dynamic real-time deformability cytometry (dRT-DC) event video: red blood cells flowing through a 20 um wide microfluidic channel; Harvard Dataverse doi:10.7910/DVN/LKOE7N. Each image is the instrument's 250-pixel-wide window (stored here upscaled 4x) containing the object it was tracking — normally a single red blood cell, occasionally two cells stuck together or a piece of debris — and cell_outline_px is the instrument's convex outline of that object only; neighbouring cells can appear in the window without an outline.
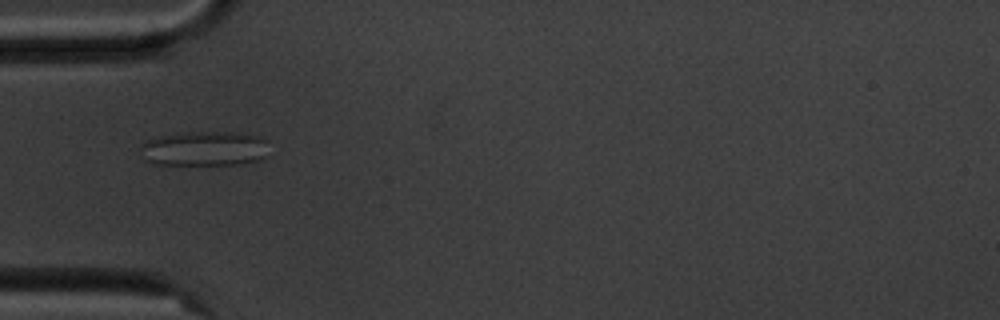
{"species": "common noctule bat (a hibernating species)", "species_latin": "Nyctalus noctula", "temperature_condition": "cold", "stored_images_in_passage": 56, "camera_frame_rate_fps": 3000, "um_per_image_px": 0.085, "animal": {"sex": "male", "body_mass_g": 20.1, "forearm_length_mm": 53.5}, "frame": {"image": 1, "passage_image": 17, "time_ms": 5.333, "image_size_px": [1000, 320], "cell_outline_px": [[264, 156], [260, 160], [236, 164], [152, 164], [144, 160], [140, 148], [144, 140], [176, 132], [232, 132], [260, 136], [264, 140]], "centroid_in_image_um": [17.27, 12.62], "position_along_channel_um": 67.7, "area_um2": 25.89}}
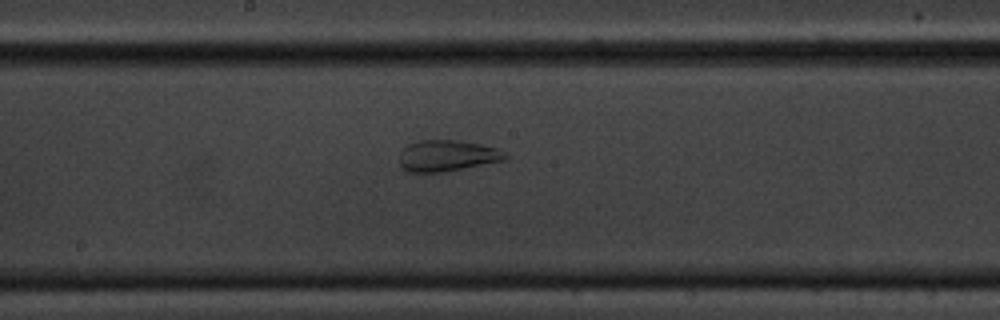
{"frame": {"image": 2, "passage_image": 29, "time_ms": 9.333, "image_size_px": [1000, 320], "cell_outline_px": [[508, 156], [504, 160], [444, 172], [408, 172], [400, 164], [400, 152], [408, 144], [420, 140], [456, 140], [480, 144], [496, 148]], "centroid_in_image_um": [37.97, 13.23], "position_along_channel_um": 210.2, "area_um2": 19.02}}
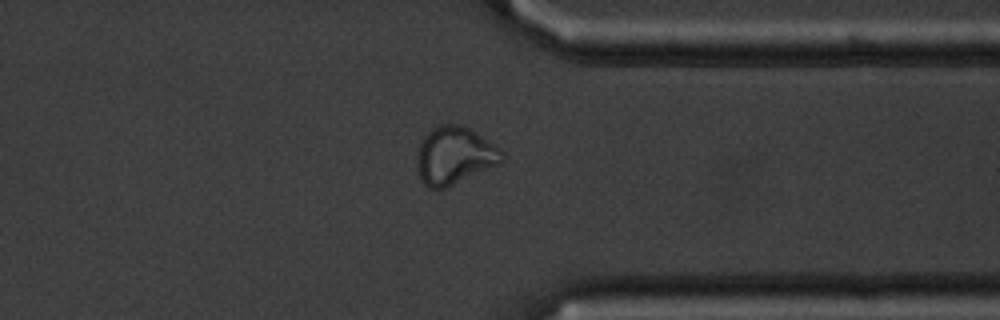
{"frame": {"image": 3, "passage_image": 43, "time_ms": 14.0, "image_size_px": [1000, 320], "cell_outline_px": [[504, 160], [496, 164], [444, 188], [428, 188], [420, 180], [416, 168], [416, 156], [420, 140], [436, 124], [460, 124], [468, 128], [500, 148], [504, 152]], "centroid_in_image_um": [38.56, 13.2], "position_along_channel_um": 372.8, "area_um2": 28.32}}